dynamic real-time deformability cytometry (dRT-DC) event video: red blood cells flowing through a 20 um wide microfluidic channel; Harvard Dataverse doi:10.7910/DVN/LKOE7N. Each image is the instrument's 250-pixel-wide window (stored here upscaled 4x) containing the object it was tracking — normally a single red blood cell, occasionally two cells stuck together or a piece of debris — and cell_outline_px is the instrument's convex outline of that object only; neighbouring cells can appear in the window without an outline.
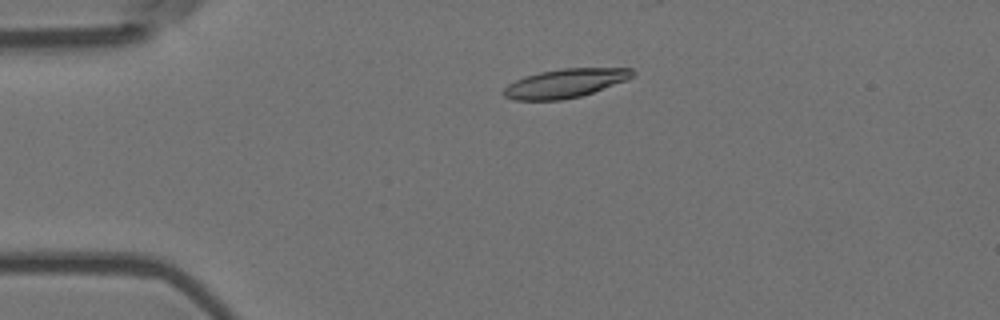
{"species": "Egyptian fruit bat (a non-hibernating species)", "species_latin": "Rousettus aegyptiacus", "temperature_condition": "room temperature", "stored_images_in_passage": 6, "camera_frame_rate_fps": 3000, "um_per_image_px": 0.085, "animal": {"sex": "female"}, "frame": {"image": 1, "passage_image": 4, "time_ms": 1.0, "image_size_px": [1000, 320], "cell_outline_px": [[636, 72], [628, 80], [580, 96], [560, 100], [512, 100], [504, 96], [500, 92], [508, 84], [516, 80], [540, 72], [564, 68], [632, 68]], "centroid_in_image_um": [48.03, 7.08], "position_along_channel_um": 37.0, "area_um2": 21.56}}